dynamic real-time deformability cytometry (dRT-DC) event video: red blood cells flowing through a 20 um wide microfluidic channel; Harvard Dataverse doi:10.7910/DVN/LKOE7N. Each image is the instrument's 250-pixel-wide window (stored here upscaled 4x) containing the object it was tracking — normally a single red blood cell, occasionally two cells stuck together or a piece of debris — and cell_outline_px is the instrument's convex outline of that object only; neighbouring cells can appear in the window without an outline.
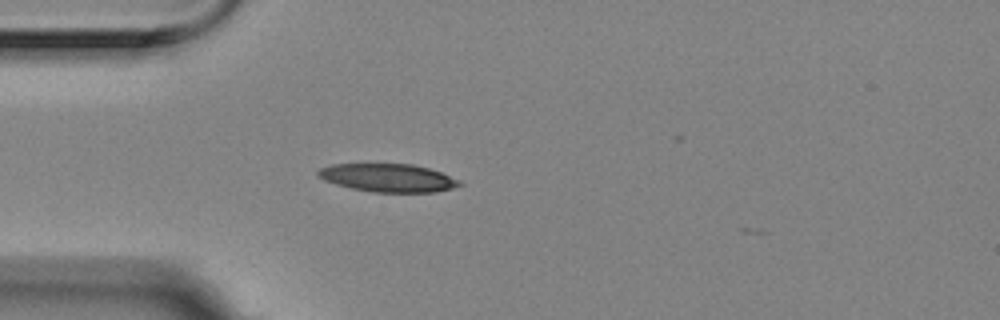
{"species": "Egyptian fruit bat (a non-hibernating species)", "species_latin": "Rousettus aegyptiacus", "temperature_condition": "room temperature", "stored_images_in_passage": 1, "camera_frame_rate_fps": 3000, "um_per_image_px": 0.085, "animal": {"sex": "female"}, "frame": {"image": 1, "passage_image": 1, "time_ms": 0.0, "image_size_px": [1000, 320], "cell_outline_px": [[464, 184], [452, 188], [436, 192], [372, 192], [352, 188], [336, 184], [324, 180], [316, 176], [316, 172], [320, 168], [332, 164], [412, 164], [428, 168], [440, 172], [460, 180]], "centroid_in_image_um": [32.97, 15.11], "position_along_channel_um": 52.0, "area_um2": 23.18}}